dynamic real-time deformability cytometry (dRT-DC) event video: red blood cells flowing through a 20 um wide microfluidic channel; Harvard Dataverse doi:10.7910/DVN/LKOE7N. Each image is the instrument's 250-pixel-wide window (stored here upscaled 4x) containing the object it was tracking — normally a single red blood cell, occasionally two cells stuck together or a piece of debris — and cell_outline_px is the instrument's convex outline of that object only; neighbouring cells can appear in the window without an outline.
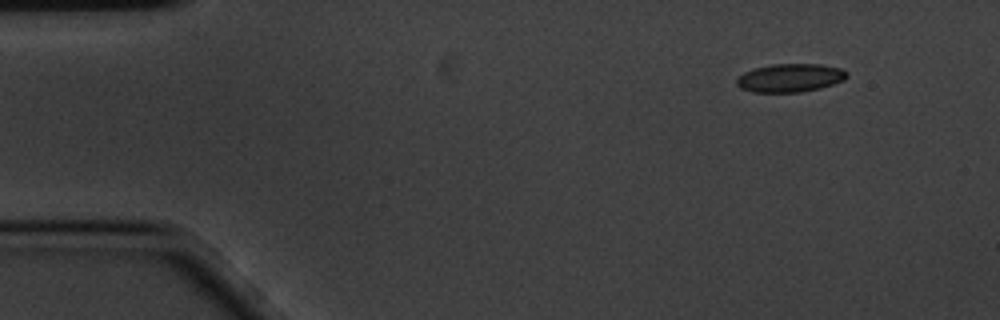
{"species": "common noctule bat (a hibernating species)", "species_latin": "Nyctalus noctula", "temperature_condition": "cold", "stored_images_in_passage": 3, "camera_frame_rate_fps": 3000, "um_per_image_px": 0.085, "animal": {"sex": "male", "body_mass_g": 20.1, "forearm_length_mm": 53.5}, "frame": {"image": 1, "passage_image": 1, "time_ms": 0.0, "image_size_px": [1000, 320], "cell_outline_px": [[848, 76], [844, 80], [820, 88], [800, 92], [752, 92], [740, 88], [736, 84], [736, 80], [744, 72], [756, 68], [772, 64], [820, 64], [844, 68], [848, 72]], "centroid_in_image_um": [67.19, 6.61], "position_along_channel_um": 17.8, "area_um2": 18.26}}